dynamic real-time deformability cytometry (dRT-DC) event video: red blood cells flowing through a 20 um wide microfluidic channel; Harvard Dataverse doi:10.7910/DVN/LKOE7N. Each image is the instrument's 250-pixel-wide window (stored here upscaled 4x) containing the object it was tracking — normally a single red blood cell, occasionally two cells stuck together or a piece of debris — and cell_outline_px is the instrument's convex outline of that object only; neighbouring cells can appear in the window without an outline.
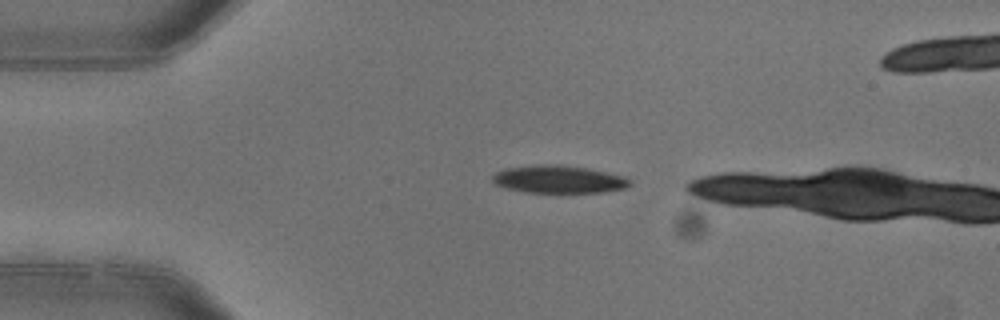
{"species": "common noctule bat (a hibernating species)", "species_latin": "Nyctalus noctula", "temperature_condition": "warm", "stored_images_in_passage": 2, "camera_frame_rate_fps": 3000, "um_per_image_px": 0.085, "animal": {"sex": "female"}, "frame": {"image": 1, "passage_image": 1, "time_ms": 0.0, "image_size_px": [1000, 320], "cell_outline_px": [[632, 184], [624, 188], [600, 192], [524, 192], [508, 188], [496, 184], [492, 180], [492, 176], [496, 172], [504, 168], [540, 164], [560, 164], [588, 168], [624, 176], [632, 180]], "centroid_in_image_um": [47.49, 15.22], "position_along_channel_um": 37.5, "area_um2": 22.14}}